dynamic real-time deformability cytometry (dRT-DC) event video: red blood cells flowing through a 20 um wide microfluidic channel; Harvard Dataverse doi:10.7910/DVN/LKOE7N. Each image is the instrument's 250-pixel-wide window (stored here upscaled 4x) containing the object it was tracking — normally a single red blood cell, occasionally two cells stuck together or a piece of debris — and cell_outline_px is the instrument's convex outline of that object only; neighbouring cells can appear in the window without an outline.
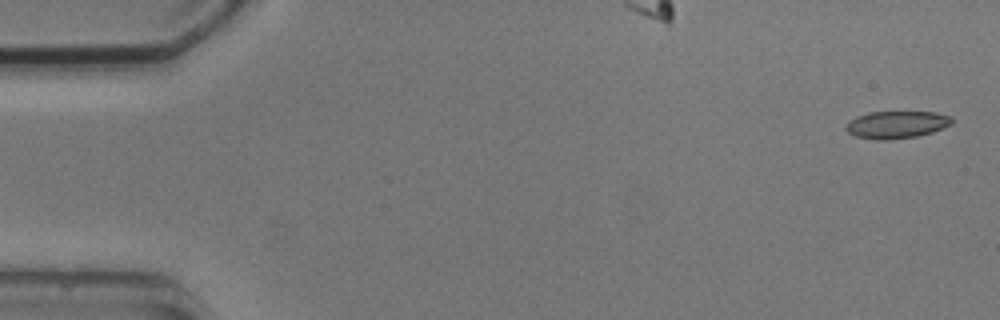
{"species": "common noctule bat (a hibernating species)", "species_latin": "Nyctalus noctula", "temperature_condition": "cold", "stored_images_in_passage": 6, "camera_frame_rate_fps": 3000, "um_per_image_px": 0.085, "animal": {"sex": "male", "body_mass_g": 20.5, "forearm_length_mm": 52.5}, "frame": {"image": 1, "passage_image": 1, "time_ms": 0.0, "image_size_px": [1000, 320], "cell_outline_px": [[952, 124], [932, 132], [916, 136], [892, 140], [876, 140], [856, 136], [848, 132], [844, 128], [856, 116], [868, 112], [936, 112], [952, 116]], "centroid_in_image_um": [76.22, 10.59], "position_along_channel_um": 8.8, "area_um2": 16.88}}